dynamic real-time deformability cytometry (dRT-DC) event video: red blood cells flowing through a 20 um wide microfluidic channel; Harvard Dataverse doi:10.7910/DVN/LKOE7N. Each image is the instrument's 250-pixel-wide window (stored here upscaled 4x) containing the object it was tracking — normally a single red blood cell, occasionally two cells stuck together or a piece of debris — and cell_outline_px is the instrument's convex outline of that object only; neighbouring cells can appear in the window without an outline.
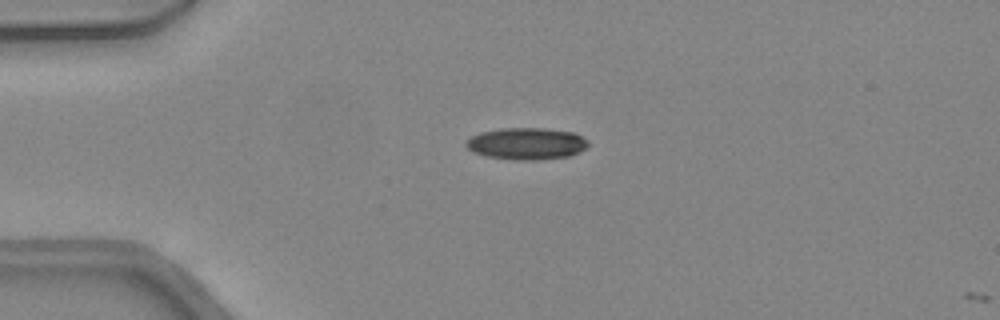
{"species": "common noctule bat (a hibernating species)", "species_latin": "Nyctalus noctula", "temperature_condition": "warm", "stored_images_in_passage": 2, "camera_frame_rate_fps": 3000, "um_per_image_px": 0.085, "animal": {"sex": "female", "body_mass_g": 24.6, "forearm_length_mm": 56.2}, "frame": {"image": 1, "passage_image": 1, "time_ms": 0.0, "image_size_px": [1000, 320], "cell_outline_px": [[588, 144], [580, 152], [572, 156], [540, 160], [512, 160], [484, 156], [472, 152], [464, 144], [472, 136], [480, 132], [504, 128], [544, 128], [576, 132], [588, 140]], "centroid_in_image_um": [44.78, 12.22], "position_along_channel_um": 40.2, "area_um2": 23.0}}